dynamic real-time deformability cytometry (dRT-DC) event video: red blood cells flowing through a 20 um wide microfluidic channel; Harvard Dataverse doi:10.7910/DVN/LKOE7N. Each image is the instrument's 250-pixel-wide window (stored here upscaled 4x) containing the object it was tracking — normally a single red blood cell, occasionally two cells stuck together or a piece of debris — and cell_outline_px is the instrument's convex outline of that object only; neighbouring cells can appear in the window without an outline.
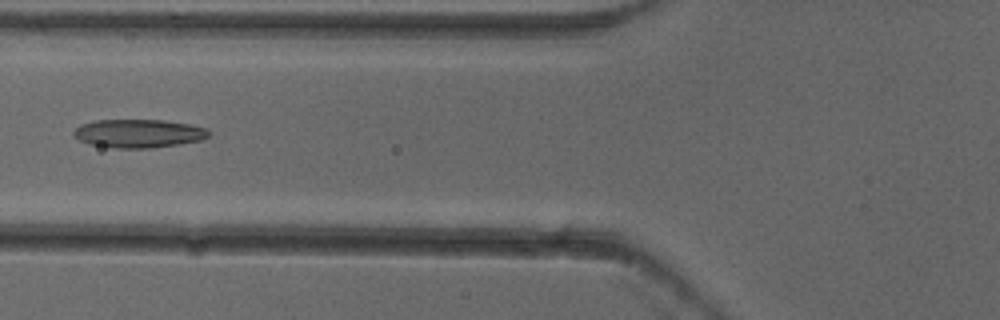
{"species": "common noctule bat (a hibernating species)", "species_latin": "Nyctalus noctula", "temperature_condition": "cold", "stored_images_in_passage": 5, "camera_frame_rate_fps": 3000, "um_per_image_px": 0.085, "animal": {"sex": "female"}, "frame": {"image": 1, "passage_image": 4, "time_ms": 1.0, "image_size_px": [1000, 320], "cell_outline_px": [[208, 136], [200, 140], [180, 144], [152, 148], [112, 148], [92, 144], [80, 140], [72, 132], [80, 124], [96, 120], [164, 120], [188, 124], [208, 128]], "centroid_in_image_um": [11.78, 11.34], "position_along_channel_um": 114.0, "area_um2": 22.25}}
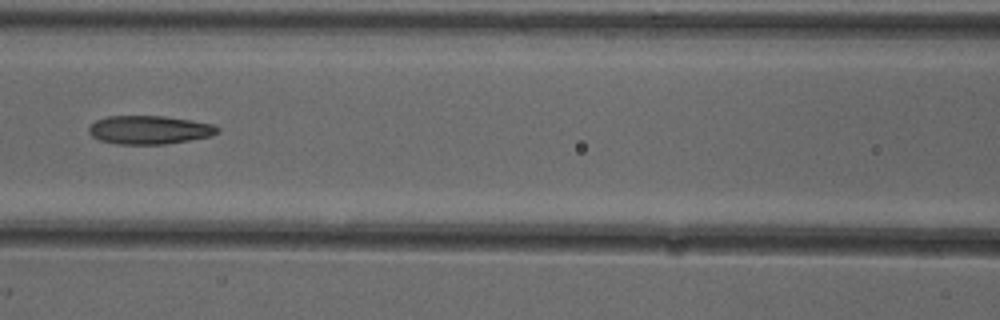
{"frame": {"image": 2, "passage_image": 5, "time_ms": 1.333, "image_size_px": [1000, 320], "cell_outline_px": [[220, 132], [212, 136], [164, 144], [116, 144], [100, 140], [92, 136], [88, 132], [88, 128], [96, 120], [108, 116], [164, 116], [192, 120], [212, 124], [220, 128]], "centroid_in_image_um": [12.71, 11.03], "position_along_channel_um": 153.9, "area_um2": 21.39}}